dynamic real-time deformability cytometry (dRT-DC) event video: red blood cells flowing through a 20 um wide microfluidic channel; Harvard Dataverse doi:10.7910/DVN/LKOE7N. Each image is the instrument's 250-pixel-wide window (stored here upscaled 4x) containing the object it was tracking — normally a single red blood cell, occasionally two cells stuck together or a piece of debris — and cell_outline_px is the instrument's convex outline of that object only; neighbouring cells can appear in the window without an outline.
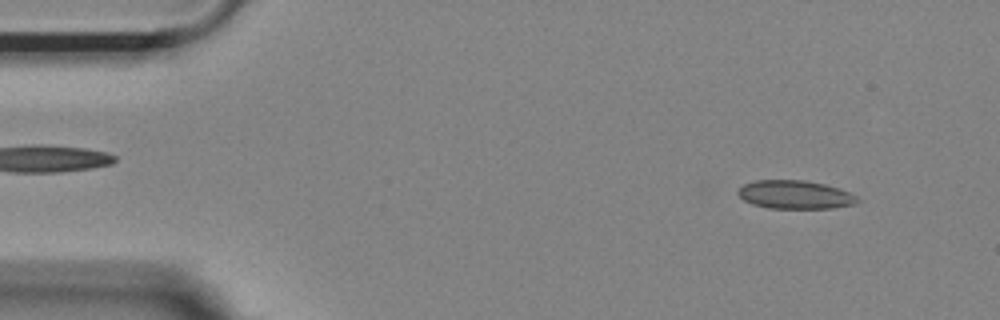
{"species": "Egyptian fruit bat (a non-hibernating species)", "species_latin": "Rousettus aegyptiacus", "temperature_condition": "room temperature", "stored_images_in_passage": 52, "camera_frame_rate_fps": 3000, "um_per_image_px": 0.085, "animal": {"sex": "female"}, "frame": {"image": 1, "passage_image": 4, "time_ms": 1.0, "image_size_px": [1000, 320], "cell_outline_px": [[860, 200], [856, 204], [832, 208], [768, 208], [752, 204], [744, 200], [736, 192], [744, 184], [756, 180], [804, 180], [824, 184], [840, 188], [856, 196]], "centroid_in_image_um": [67.59, 16.55], "position_along_channel_um": 17.4, "area_um2": 19.77}}
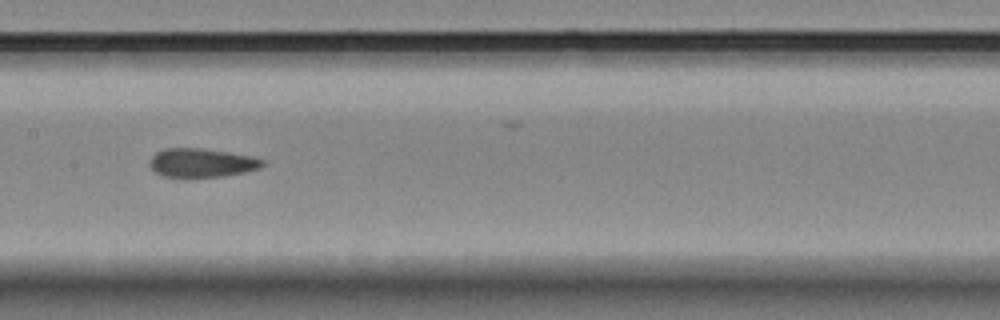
{"frame": {"image": 2, "passage_image": 25, "time_ms": 8.0, "image_size_px": [1000, 320], "cell_outline_px": [[268, 160], [260, 168], [244, 172], [224, 176], [164, 176], [156, 172], [148, 164], [148, 160], [156, 152], [164, 148], [200, 148], [228, 152], [252, 156]], "centroid_in_image_um": [17.16, 13.82], "position_along_channel_um": 190.2, "area_um2": 18.84}}
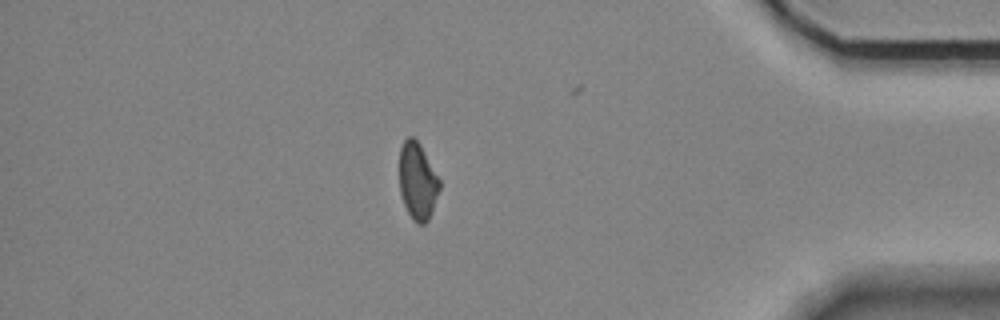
{"frame": {"image": 3, "passage_image": 45, "time_ms": 14.667, "image_size_px": [1000, 320], "cell_outline_px": [[440, 188], [428, 220], [424, 224], [416, 224], [412, 220], [404, 204], [400, 192], [400, 148], [404, 140], [408, 136], [412, 136], [420, 144], [440, 180]], "centroid_in_image_um": [35.49, 15.4], "position_along_channel_um": 399.7, "area_um2": 17.86}, "authors_computed_cell_mechanics": {"area_um2": 19.5075, "velocity_mm_per_s": 3.6982, "shape_relaxation_time_tau1_ms": null, "shape_relaxation_time_tau2_ms": 2.3641, "deformation_change_tau1": null, "deformation_change_tau2": 0.0994}}